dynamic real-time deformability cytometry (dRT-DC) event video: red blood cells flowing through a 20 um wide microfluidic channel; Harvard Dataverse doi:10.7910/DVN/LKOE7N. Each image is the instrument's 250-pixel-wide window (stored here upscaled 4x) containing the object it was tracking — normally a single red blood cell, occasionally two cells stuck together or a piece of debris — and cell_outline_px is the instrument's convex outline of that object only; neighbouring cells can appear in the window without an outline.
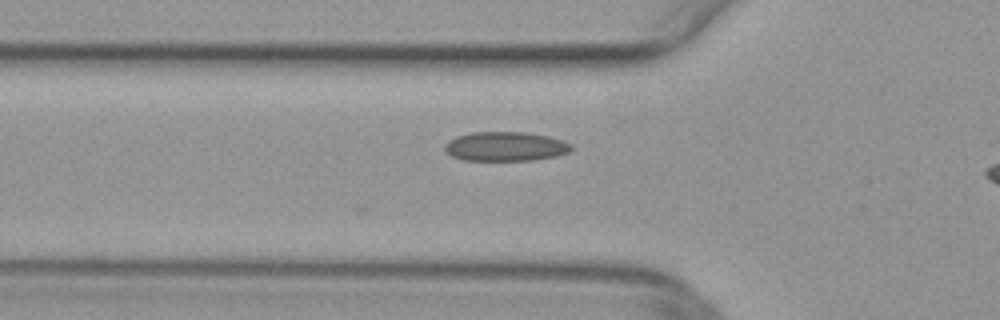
{"species": "common noctule bat (a hibernating species)", "species_latin": "Nyctalus noctula", "temperature_condition": "warm", "stored_images_in_passage": 26, "camera_frame_rate_fps": 3000, "um_per_image_px": 0.085, "animal": {"sex": "female", "body_mass_g": 29.2, "forearm_length_mm": 56.3}, "frame": {"image": 1, "passage_image": 2, "time_ms": 0.333, "image_size_px": [1000, 320], "cell_outline_px": [[572, 148], [568, 152], [556, 156], [532, 160], [464, 160], [452, 156], [444, 148], [444, 144], [448, 140], [456, 136], [472, 132], [524, 132], [548, 136], [564, 140], [572, 144]], "centroid_in_image_um": [42.96, 12.44], "position_along_channel_um": 82.8, "area_um2": 21.62}}
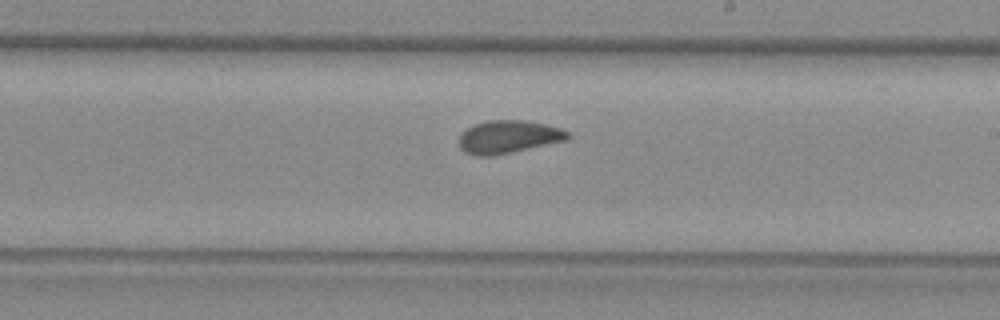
{"frame": {"image": 2, "passage_image": 14, "time_ms": 4.333, "image_size_px": [1000, 320], "cell_outline_px": [[572, 136], [568, 140], [492, 156], [476, 156], [464, 152], [460, 148], [460, 136], [468, 128], [476, 124], [488, 120], [524, 120], [544, 124], [560, 128], [568, 132]], "centroid_in_image_um": [43.24, 11.64], "position_along_channel_um": 245.8, "area_um2": 20.69}}
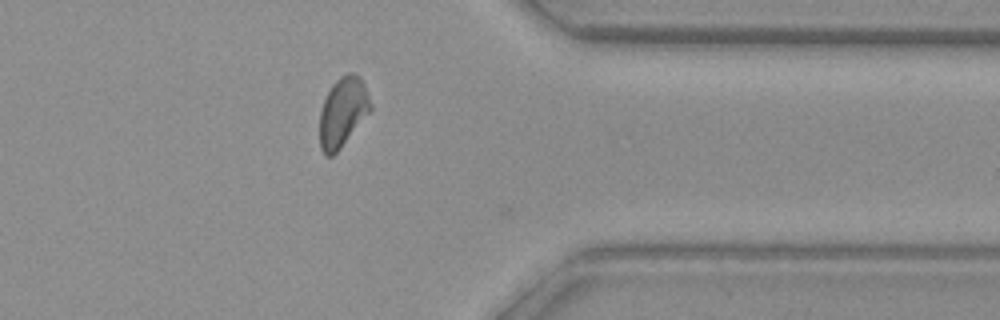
{"frame": {"image": 3, "passage_image": 25, "time_ms": 8.0, "image_size_px": [1000, 320], "cell_outline_px": [[372, 108], [340, 148], [332, 156], [324, 156], [320, 148], [320, 112], [324, 100], [332, 84], [340, 76], [348, 72], [352, 72], [360, 76], [364, 84], [372, 104]], "centroid_in_image_um": [29.13, 9.5], "position_along_channel_um": 382.3, "area_um2": 20.4}}